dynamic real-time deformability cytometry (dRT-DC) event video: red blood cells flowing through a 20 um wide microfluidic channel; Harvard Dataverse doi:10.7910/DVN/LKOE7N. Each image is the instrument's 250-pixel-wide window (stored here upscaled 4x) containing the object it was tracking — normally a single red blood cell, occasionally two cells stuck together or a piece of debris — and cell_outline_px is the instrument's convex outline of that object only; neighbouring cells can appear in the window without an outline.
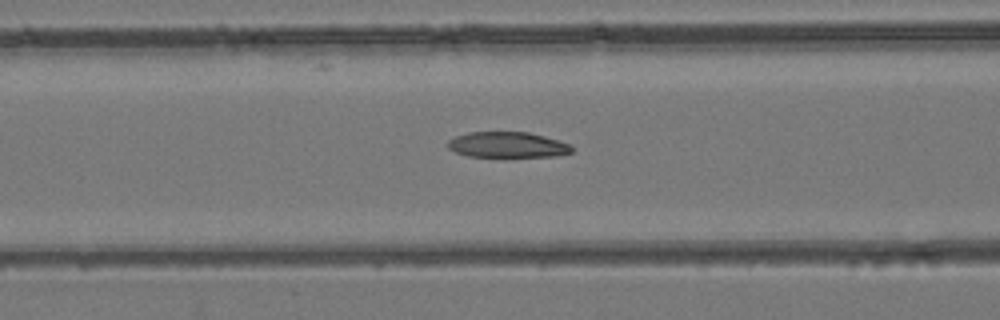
{"species": "common noctule bat (a hibernating species)", "species_latin": "Nyctalus noctula", "temperature_condition": "room temperature", "stored_images_in_passage": 50, "camera_frame_rate_fps": 3000, "um_per_image_px": 0.085, "animal": {"sex": "female", "body_mass_g": 24.6, "forearm_length_mm": 56.2}, "frame": {"image": 1, "passage_image": 21, "time_ms": 6.667, "image_size_px": [1000, 320], "cell_outline_px": [[572, 152], [556, 156], [468, 156], [456, 152], [448, 148], [448, 140], [456, 136], [468, 132], [528, 132], [544, 136], [568, 144], [572, 148]], "centroid_in_image_um": [43.1, 12.3], "position_along_channel_um": 123.5, "area_um2": 18.21}}
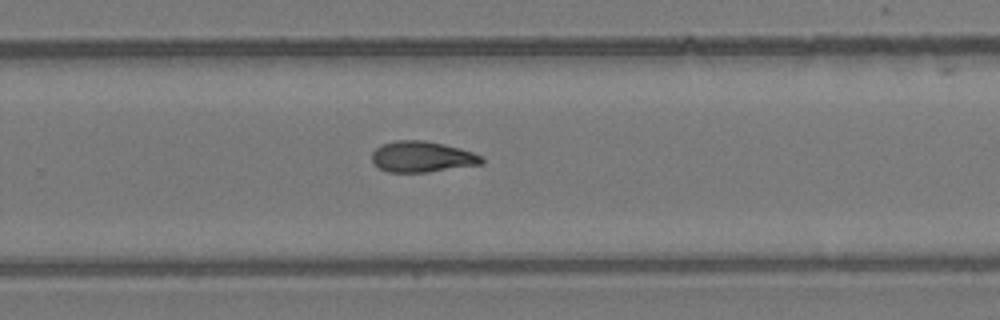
{"frame": {"image": 2, "passage_image": 33, "time_ms": 10.667, "image_size_px": [1000, 320], "cell_outline_px": [[484, 164], [428, 172], [388, 172], [380, 168], [372, 160], [372, 152], [380, 144], [396, 140], [424, 140], [444, 144], [460, 148], [472, 152], [480, 156], [484, 160]], "centroid_in_image_um": [35.88, 13.32], "position_along_channel_um": 293.9, "area_um2": 19.83}}
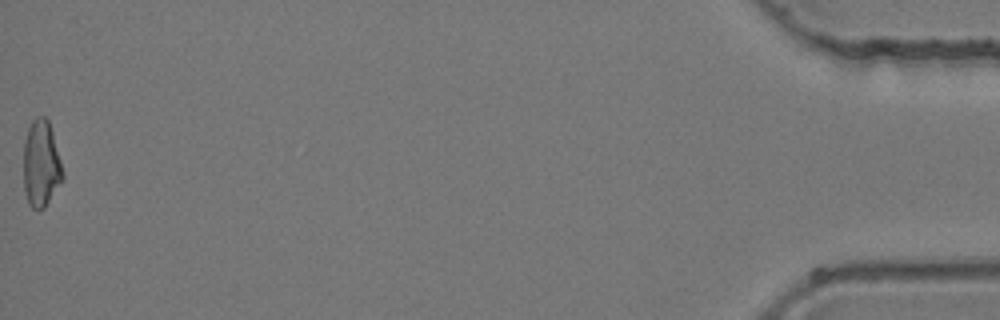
{"frame": {"image": 3, "passage_image": 50, "time_ms": 16.333, "image_size_px": [1000, 320], "cell_outline_px": [[64, 176], [44, 208], [36, 212], [28, 204], [24, 192], [24, 140], [28, 128], [32, 120], [36, 116], [44, 116], [48, 120], [52, 132], [64, 172]], "centroid_in_image_um": [3.48, 13.94], "position_along_channel_um": 431.7, "area_um2": 19.83}}